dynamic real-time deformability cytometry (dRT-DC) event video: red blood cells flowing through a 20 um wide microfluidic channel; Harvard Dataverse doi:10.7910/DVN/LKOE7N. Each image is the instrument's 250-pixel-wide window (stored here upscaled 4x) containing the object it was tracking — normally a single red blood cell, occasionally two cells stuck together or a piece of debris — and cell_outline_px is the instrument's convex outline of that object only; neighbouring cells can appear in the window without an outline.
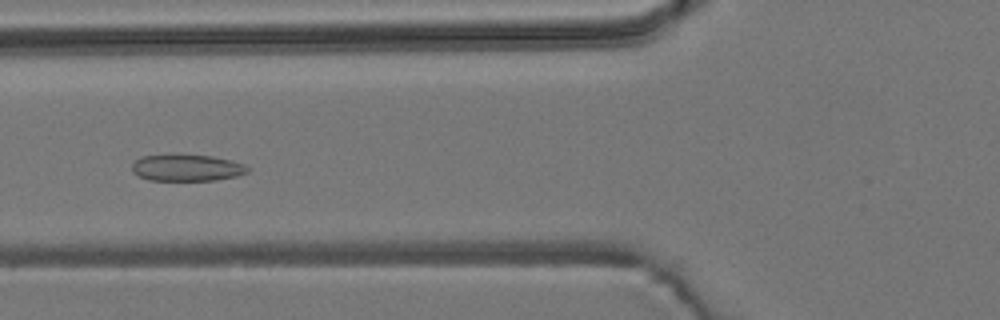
{"species": "common noctule bat (a hibernating species)", "species_latin": "Nyctalus noctula", "temperature_condition": "room temperature", "stored_images_in_passage": 46, "camera_frame_rate_fps": 3000, "um_per_image_px": 0.085, "animal": {"sex": "male", "body_mass_g": 19.2, "forearm_length_mm": 51.8}, "frame": {"image": 1, "passage_image": 13, "time_ms": 4.0, "image_size_px": [1000, 320], "cell_outline_px": [[248, 172], [236, 176], [216, 180], [148, 180], [132, 172], [132, 164], [140, 156], [212, 156], [232, 160], [244, 164], [248, 168]], "centroid_in_image_um": [15.89, 14.28], "position_along_channel_um": 109.9, "area_um2": 17.51}}
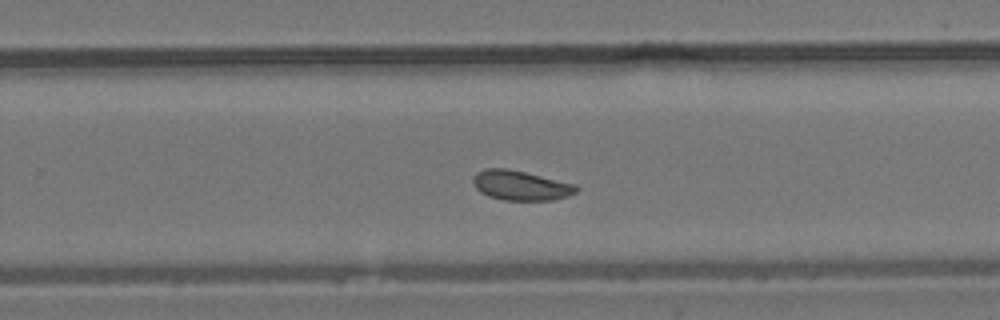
{"frame": {"image": 2, "passage_image": 27, "time_ms": 8.667, "image_size_px": [1000, 320], "cell_outline_px": [[580, 188], [576, 192], [568, 196], [552, 200], [504, 200], [488, 196], [480, 192], [476, 188], [472, 180], [472, 176], [476, 172], [484, 168], [504, 168], [524, 172], [576, 184]], "centroid_in_image_um": [44.24, 15.76], "position_along_channel_um": 285.6, "area_um2": 17.92}}
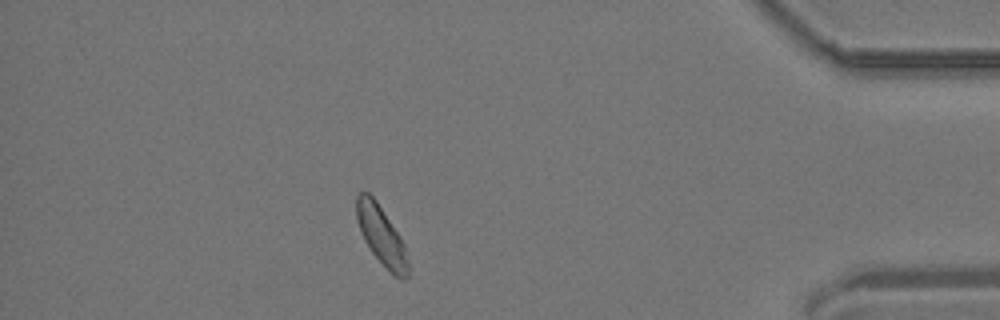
{"frame": {"image": 3, "passage_image": 40, "time_ms": 13.0, "image_size_px": [1000, 320], "cell_outline_px": [[408, 276], [404, 280], [400, 280], [372, 252], [364, 240], [360, 232], [356, 220], [356, 196], [360, 192], [368, 192], [376, 200], [400, 236], [404, 244], [408, 260]], "centroid_in_image_um": [32.4, 19.99], "position_along_channel_um": 402.8, "area_um2": 17.46}, "authors_computed_cell_mechanics": {"area_um2": 17.8891, "velocity_mm_per_s": 3.7666, "shape_relaxation_time_tau1_ms": null, "shape_relaxation_time_tau2_ms": 3.2422, "deformation_change_tau1": null, "deformation_change_tau2": 0.073}}